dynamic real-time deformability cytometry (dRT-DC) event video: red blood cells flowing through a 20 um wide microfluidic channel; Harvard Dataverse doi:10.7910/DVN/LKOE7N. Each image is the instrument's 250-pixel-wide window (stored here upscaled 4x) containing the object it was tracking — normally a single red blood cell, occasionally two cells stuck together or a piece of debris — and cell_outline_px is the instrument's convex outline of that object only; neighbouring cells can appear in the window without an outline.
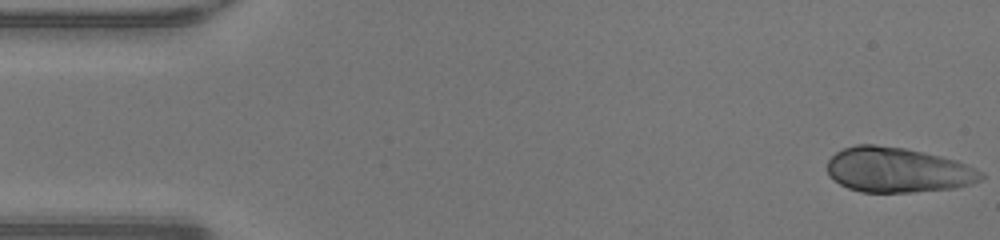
{"species": "human", "species_latin": "Homo sapiens", "temperature_condition": "warm", "stored_images_in_passage": 47, "camera_frame_rate_fps": 3000, "um_per_image_px": 0.085, "donor": {"sex": "male"}, "frame": {"image": 1, "passage_image": 1, "time_ms": 0.0, "image_size_px": [1000, 240], "cell_outline_px": [[984, 176], [980, 180], [972, 184], [956, 188], [908, 192], [860, 192], [848, 188], [840, 184], [828, 176], [828, 160], [836, 152], [844, 148], [856, 144], [876, 144], [904, 148], [924, 152], [956, 160], [984, 172]], "centroid_in_image_um": [76.3, 14.45], "position_along_channel_um": 8.7, "area_um2": 40.46}}
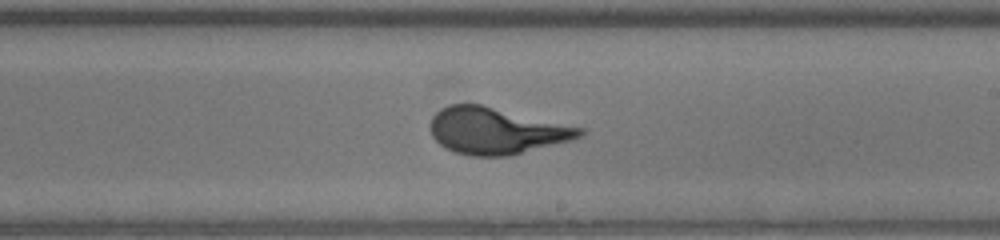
{"frame": {"image": 2, "passage_image": 27, "time_ms": 8.667, "image_size_px": [1000, 240], "cell_outline_px": [[588, 128], [584, 136], [572, 140], [508, 156], [472, 156], [456, 152], [444, 148], [432, 136], [428, 128], [432, 116], [440, 108], [448, 104], [480, 104]], "centroid_in_image_um": [42.21, 11.11], "position_along_channel_um": 246.8, "area_um2": 41.04}}
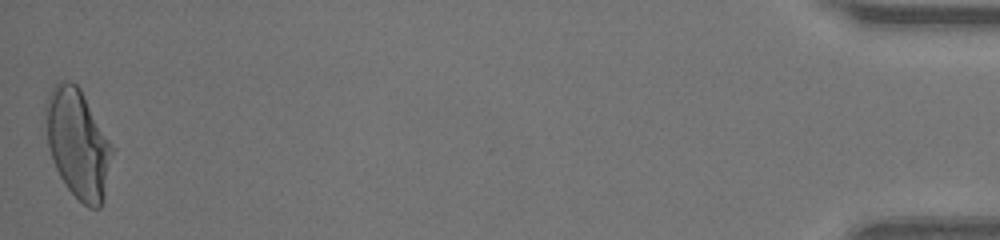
{"frame": {"image": 3, "passage_image": 47, "time_ms": 15.333, "image_size_px": [1000, 240], "cell_outline_px": [[116, 148], [104, 200], [100, 208], [88, 208], [64, 184], [52, 160], [48, 144], [44, 112], [44, 104], [52, 88], [56, 84], [68, 80], [76, 84], [80, 88]], "centroid_in_image_um": [6.67, 12.22], "position_along_channel_um": 428.5, "area_um2": 42.95}}